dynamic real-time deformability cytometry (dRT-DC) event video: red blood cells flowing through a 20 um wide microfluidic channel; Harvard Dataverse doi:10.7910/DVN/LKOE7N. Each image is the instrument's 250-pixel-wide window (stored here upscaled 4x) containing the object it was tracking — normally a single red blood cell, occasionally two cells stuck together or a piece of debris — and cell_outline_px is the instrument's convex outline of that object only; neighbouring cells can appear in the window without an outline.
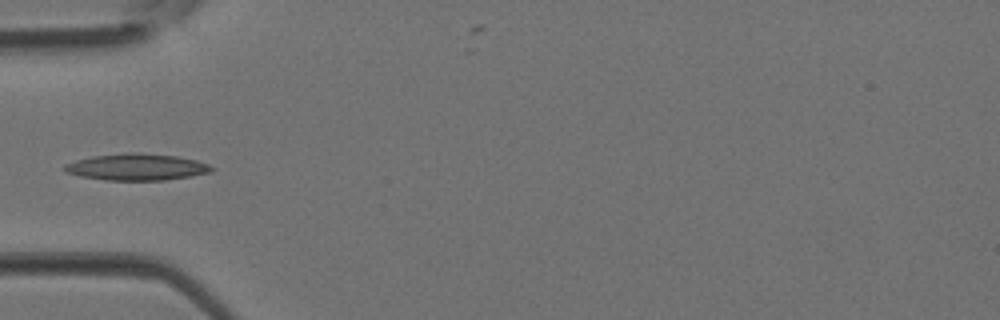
{"species": "Egyptian fruit bat (a non-hibernating species)", "species_latin": "Rousettus aegyptiacus", "temperature_condition": "room temperature", "stored_images_in_passage": 3, "camera_frame_rate_fps": 3000, "um_per_image_px": 0.085, "animal": {"sex": "female"}, "frame": {"image": 1, "passage_image": 3, "time_ms": 0.667, "image_size_px": [1000, 320], "cell_outline_px": [[216, 168], [212, 172], [164, 180], [108, 180], [80, 176], [64, 172], [64, 164], [76, 160], [92, 156], [128, 152], [136, 152], [176, 156], [196, 160], [208, 164]], "centroid_in_image_um": [11.61, 14.19], "position_along_channel_um": 73.4, "area_um2": 22.77}}